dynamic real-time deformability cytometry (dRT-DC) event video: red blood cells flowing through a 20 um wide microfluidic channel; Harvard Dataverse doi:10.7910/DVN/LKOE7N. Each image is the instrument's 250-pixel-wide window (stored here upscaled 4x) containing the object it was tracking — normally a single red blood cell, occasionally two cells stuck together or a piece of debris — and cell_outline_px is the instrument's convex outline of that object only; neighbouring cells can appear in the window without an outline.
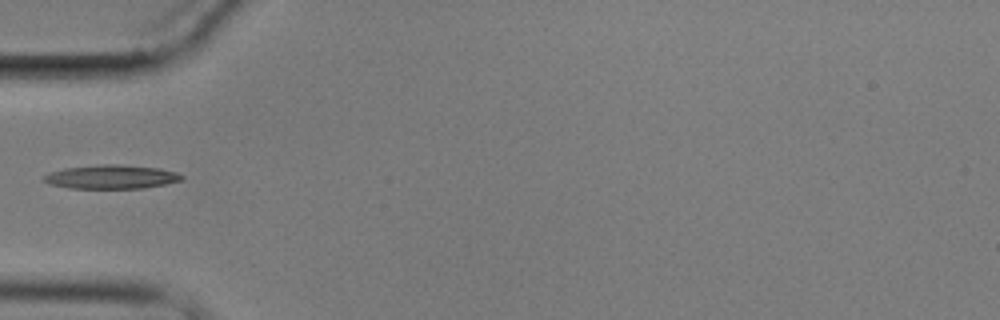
{"species": "common noctule bat (a hibernating species)", "species_latin": "Nyctalus noctula", "temperature_condition": "cold", "stored_images_in_passage": 6, "camera_frame_rate_fps": 3000, "um_per_image_px": 0.085, "animal": {"sex": "male", "body_mass_g": 17.9}, "frame": {"image": 1, "passage_image": 6, "time_ms": 6.333, "image_size_px": [1000, 320], "cell_outline_px": [[184, 176], [180, 180], [164, 184], [140, 188], [68, 188], [48, 184], [44, 180], [44, 176], [52, 172], [64, 168], [104, 164], [120, 164], [160, 168], [176, 172]], "centroid_in_image_um": [9.46, 15.03], "position_along_channel_um": 75.5, "area_um2": 18.96}}